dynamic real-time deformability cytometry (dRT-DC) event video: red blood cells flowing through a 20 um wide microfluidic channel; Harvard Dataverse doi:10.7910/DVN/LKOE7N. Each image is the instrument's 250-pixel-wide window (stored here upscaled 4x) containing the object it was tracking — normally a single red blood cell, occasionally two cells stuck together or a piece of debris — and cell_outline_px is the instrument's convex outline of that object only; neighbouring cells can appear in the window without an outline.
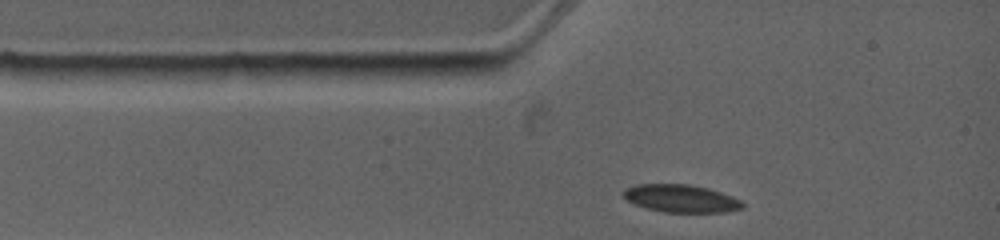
{"species": "common noctule bat (a hibernating species)", "species_latin": "Nyctalus noctula", "temperature_condition": "warm", "stored_images_in_passage": 2, "camera_frame_rate_fps": 4500, "um_per_image_px": 0.085, "animal": {"sex": "female", "body_mass_g": 19.0, "forearm_length_mm": 53.3}, "frame": {"image": 1, "passage_image": 1, "time_ms": 0.0, "image_size_px": [1000, 240], "cell_outline_px": [[744, 208], [728, 212], [664, 212], [648, 208], [636, 204], [628, 200], [620, 192], [624, 188], [636, 184], [692, 184], [708, 188], [732, 196], [740, 200], [744, 204]], "centroid_in_image_um": [57.89, 16.86], "position_along_channel_um": 27.1, "area_um2": 19.31}}